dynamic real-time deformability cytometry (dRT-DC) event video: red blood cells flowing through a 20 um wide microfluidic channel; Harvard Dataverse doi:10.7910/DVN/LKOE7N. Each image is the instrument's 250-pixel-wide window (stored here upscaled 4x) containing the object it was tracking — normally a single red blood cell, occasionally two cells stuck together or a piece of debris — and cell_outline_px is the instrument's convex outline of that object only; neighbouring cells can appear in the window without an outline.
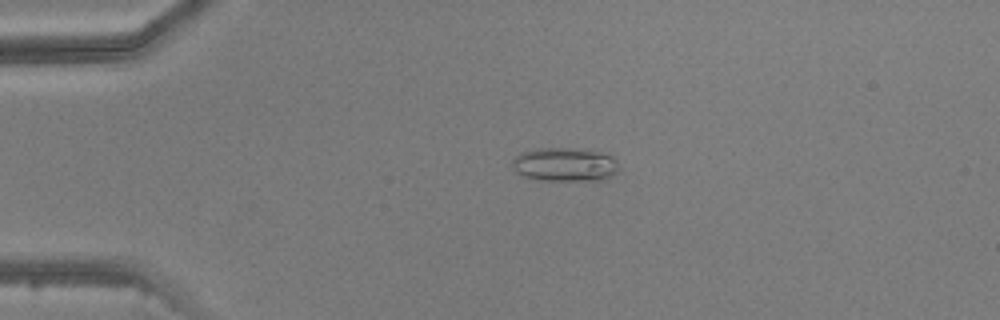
{"species": "common noctule bat (a hibernating species)", "species_latin": "Nyctalus noctula", "temperature_condition": "warm", "stored_images_in_passage": 4, "camera_frame_rate_fps": 3000, "um_per_image_px": 0.085, "animal": {"sex": "male", "body_mass_g": 20.5, "forearm_length_mm": 52.5}, "frame": {"image": 1, "passage_image": 3, "time_ms": 3.333, "image_size_px": [1000, 320], "cell_outline_px": [[616, 172], [604, 180], [536, 180], [524, 176], [516, 172], [512, 168], [512, 160], [520, 152], [540, 148], [576, 148], [612, 152], [616, 160]], "centroid_in_image_um": [48.03, 13.96], "position_along_channel_um": 37.0, "area_um2": 21.39}}